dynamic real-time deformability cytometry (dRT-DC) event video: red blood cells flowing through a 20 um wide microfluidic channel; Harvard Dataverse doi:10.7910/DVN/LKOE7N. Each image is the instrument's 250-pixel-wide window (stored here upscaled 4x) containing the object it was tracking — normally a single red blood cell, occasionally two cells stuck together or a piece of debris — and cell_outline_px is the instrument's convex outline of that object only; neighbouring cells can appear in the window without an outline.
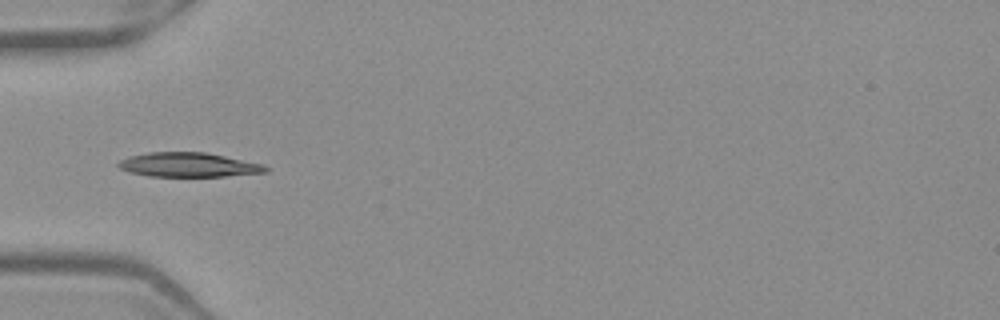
{"species": "Egyptian fruit bat (a non-hibernating species)", "species_latin": "Rousettus aegyptiacus", "temperature_condition": "warm", "stored_images_in_passage": 36, "camera_frame_rate_fps": 3000, "um_per_image_px": 0.085, "frame": {"image": 1, "passage_image": 1, "time_ms": 0.0, "image_size_px": [1000, 320], "cell_outline_px": [[268, 172], [224, 176], [148, 176], [132, 172], [120, 168], [116, 164], [120, 160], [128, 156], [148, 152], [204, 152], [264, 164], [268, 168]], "centroid_in_image_um": [16.02, 14.0], "position_along_channel_um": 69.0, "area_um2": 20.75}}
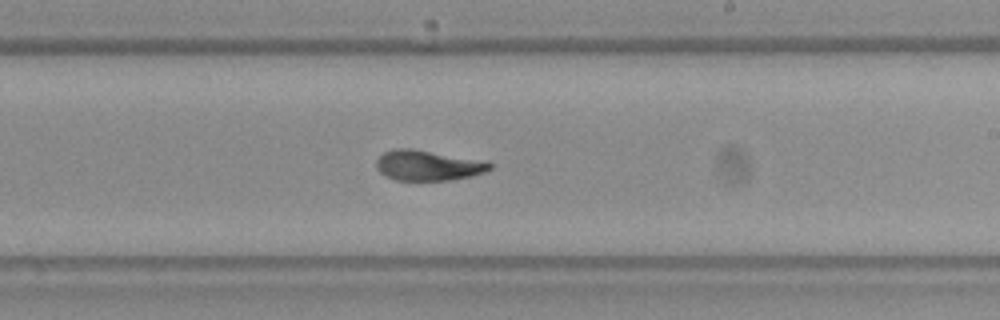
{"frame": {"image": 2, "passage_image": 15, "time_ms": 4.667, "image_size_px": [1000, 320], "cell_outline_px": [[496, 164], [492, 168], [484, 172], [472, 176], [448, 180], [396, 180], [384, 176], [376, 168], [376, 160], [384, 152], [392, 148], [412, 148], [488, 160]], "centroid_in_image_um": [36.43, 14.04], "position_along_channel_um": 252.6, "area_um2": 20.58}}
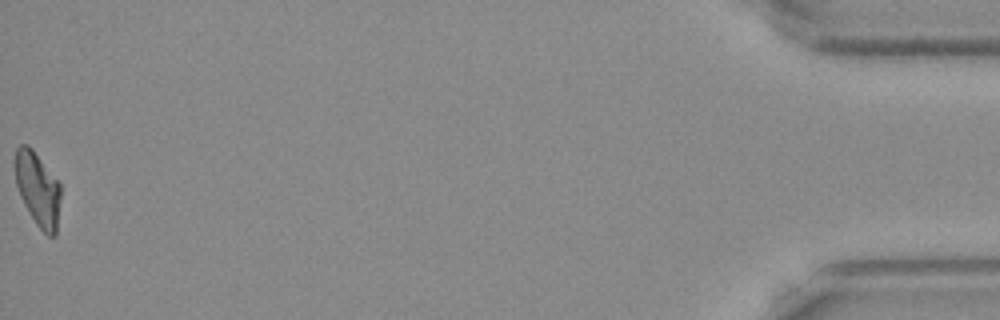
{"frame": {"image": 3, "passage_image": 36, "time_ms": 11.667, "image_size_px": [1000, 320], "cell_outline_px": [[60, 196], [56, 236], [48, 236], [36, 224], [24, 204], [20, 196], [16, 184], [12, 164], [12, 160], [16, 148], [20, 144], [28, 144], [32, 148], [60, 184]], "centroid_in_image_um": [3.16, 16.02], "position_along_channel_um": 432.0, "area_um2": 19.88}, "authors_computed_cell_mechanics": {"area_um2": 20.5768, "velocity_mm_per_s": 3.929, "shape_relaxation_time_tau1_ms": 4.1342, "shape_relaxation_time_tau2_ms": 1.7982, "deformation_change_tau1": 0.1941, "deformation_change_tau2": 0.0642}}